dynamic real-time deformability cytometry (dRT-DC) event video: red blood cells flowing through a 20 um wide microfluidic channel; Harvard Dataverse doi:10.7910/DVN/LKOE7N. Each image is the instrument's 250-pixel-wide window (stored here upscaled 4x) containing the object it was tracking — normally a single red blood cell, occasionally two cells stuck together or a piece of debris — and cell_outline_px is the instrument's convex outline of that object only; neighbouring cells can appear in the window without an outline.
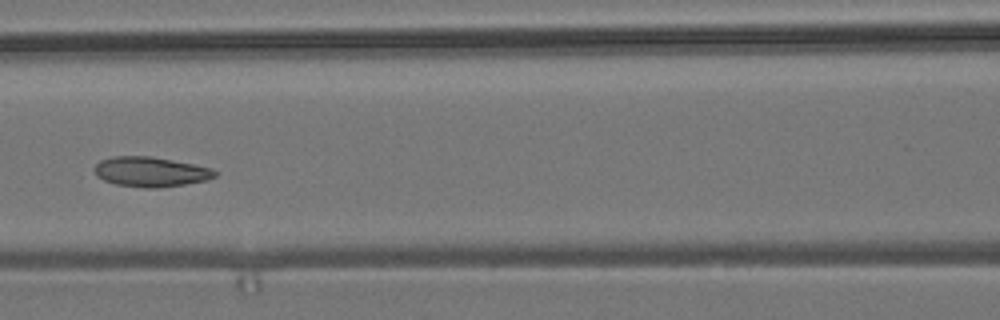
{"species": "common noctule bat (a hibernating species)", "species_latin": "Nyctalus noctula", "temperature_condition": "room temperature", "stored_images_in_passage": 15, "camera_frame_rate_fps": 3000, "um_per_image_px": 0.085, "animal": {"sex": "male", "body_mass_g": 19.2, "forearm_length_mm": 51.8}, "frame": {"image": 1, "passage_image": 7, "time_ms": 8.0, "image_size_px": [1000, 320], "cell_outline_px": [[216, 176], [204, 180], [184, 184], [156, 188], [144, 188], [116, 184], [104, 180], [96, 176], [92, 168], [100, 160], [112, 156], [152, 156], [212, 168], [216, 172]], "centroid_in_image_um": [12.74, 14.59], "position_along_channel_um": 153.9, "area_um2": 20.92}}
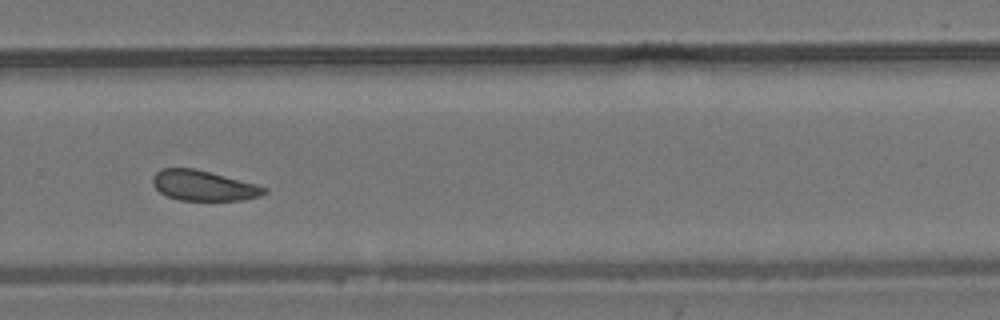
{"frame": {"image": 2, "passage_image": 11, "time_ms": 12.333, "image_size_px": [1000, 320], "cell_outline_px": [[268, 192], [260, 196], [244, 200], [180, 200], [168, 196], [160, 192], [152, 184], [152, 176], [160, 168], [196, 168], [256, 184], [268, 188]], "centroid_in_image_um": [17.3, 15.77], "position_along_channel_um": 312.5, "area_um2": 19.77}}
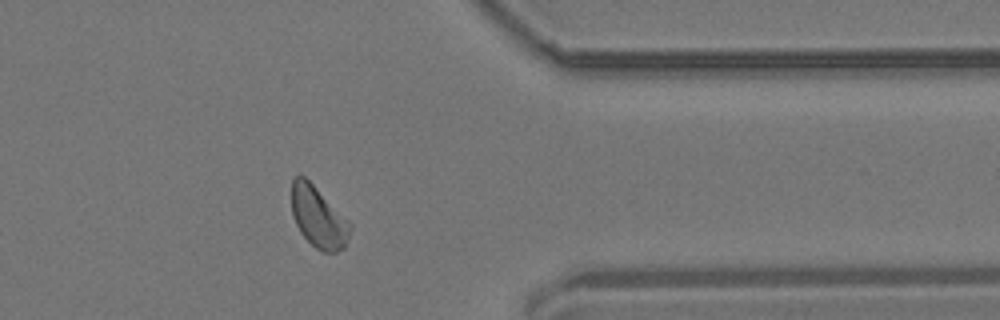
{"frame": {"image": 3, "passage_image": 13, "time_ms": 14.667, "image_size_px": [1000, 320], "cell_outline_px": [[352, 228], [344, 248], [336, 252], [324, 252], [316, 248], [300, 232], [292, 216], [292, 180], [296, 176], [304, 176], [352, 224]], "centroid_in_image_um": [27.06, 18.49], "position_along_channel_um": 384.3, "area_um2": 20.52}}